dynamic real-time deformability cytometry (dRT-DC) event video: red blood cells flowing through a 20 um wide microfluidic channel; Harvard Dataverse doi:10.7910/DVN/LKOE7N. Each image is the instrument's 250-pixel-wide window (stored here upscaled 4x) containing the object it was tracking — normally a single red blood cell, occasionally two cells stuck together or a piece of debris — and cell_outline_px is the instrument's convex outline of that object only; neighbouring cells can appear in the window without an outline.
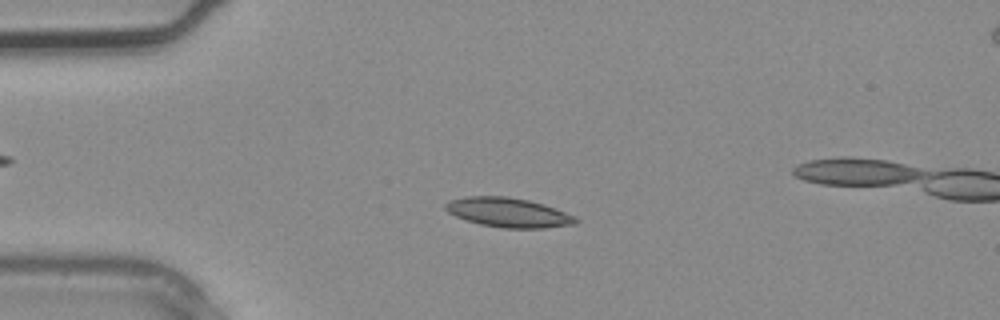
{"species": "common noctule bat (a hibernating species)", "species_latin": "Nyctalus noctula", "temperature_condition": "warm", "stored_images_in_passage": 5, "camera_frame_rate_fps": 3000, "um_per_image_px": 0.085, "animal": {"sex": "male", "body_mass_g": 20.4}, "frame": {"image": 1, "passage_image": 4, "time_ms": 1.0, "image_size_px": [1000, 320], "cell_outline_px": [[580, 220], [576, 224], [544, 228], [500, 228], [480, 224], [456, 216], [448, 212], [444, 208], [444, 204], [448, 200], [464, 196], [508, 196], [528, 200], [544, 204], [556, 208], [576, 216]], "centroid_in_image_um": [43.22, 18.05], "position_along_channel_um": 41.8, "area_um2": 22.6}}